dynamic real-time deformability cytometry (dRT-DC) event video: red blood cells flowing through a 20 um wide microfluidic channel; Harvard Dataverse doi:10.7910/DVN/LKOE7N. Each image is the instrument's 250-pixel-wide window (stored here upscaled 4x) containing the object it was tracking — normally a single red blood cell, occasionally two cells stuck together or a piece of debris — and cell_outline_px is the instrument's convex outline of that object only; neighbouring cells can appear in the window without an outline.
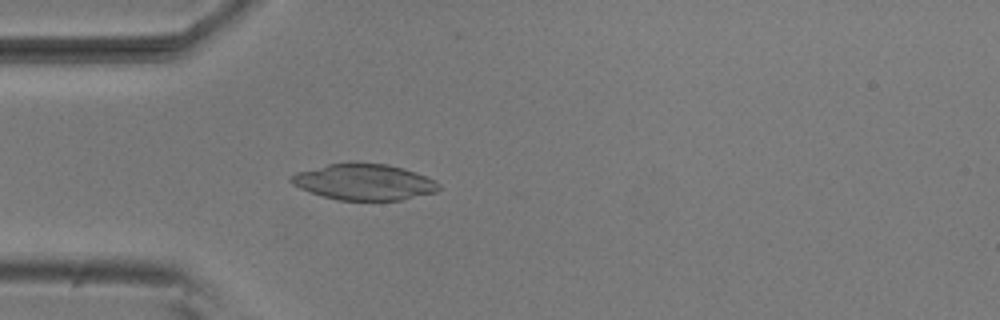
{"species": "common noctule bat (a hibernating species)", "species_latin": "Nyctalus noctula", "temperature_condition": "room temperature", "stored_images_in_passage": 4, "camera_frame_rate_fps": 3000, "um_per_image_px": 0.085, "animal": {"sex": "male", "body_mass_g": 20.5, "forearm_length_mm": 52.5}, "frame": {"image": 1, "passage_image": 4, "time_ms": 1.0, "image_size_px": [1000, 320], "cell_outline_px": [[440, 188], [436, 192], [400, 200], [340, 200], [324, 196], [300, 188], [292, 184], [288, 180], [288, 176], [296, 172], [328, 164], [348, 160], [356, 160], [388, 164], [404, 168], [428, 176], [436, 180], [440, 184]], "centroid_in_image_um": [30.95, 15.42], "position_along_channel_um": 54.1, "area_um2": 31.79}}